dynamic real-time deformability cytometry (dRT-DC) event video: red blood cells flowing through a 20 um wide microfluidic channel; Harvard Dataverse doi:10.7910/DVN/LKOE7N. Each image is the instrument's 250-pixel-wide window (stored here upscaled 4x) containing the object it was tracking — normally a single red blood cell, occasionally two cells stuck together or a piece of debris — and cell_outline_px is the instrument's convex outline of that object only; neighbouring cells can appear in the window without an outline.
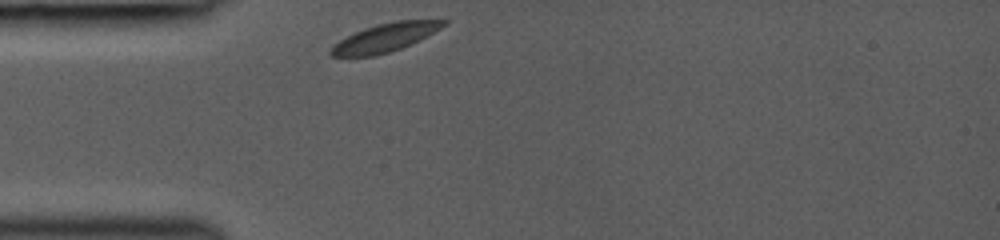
{"species": "common noctule bat (a hibernating species)", "species_latin": "Nyctalus noctula", "temperature_condition": "room temperature", "stored_images_in_passage": 3, "camera_frame_rate_fps": 3000, "um_per_image_px": 0.085, "animal": {"sex": "female", "body_mass_g": 19.0, "forearm_length_mm": 53.3}, "frame": {"image": 1, "passage_image": 1, "time_ms": 0.0, "image_size_px": [1000, 240], "cell_outline_px": [[452, 20], [448, 24], [412, 44], [376, 56], [328, 56], [328, 52], [340, 40], [364, 28], [396, 20]], "centroid_in_image_um": [32.77, 3.19], "position_along_channel_um": 52.2, "area_um2": 18.38}}
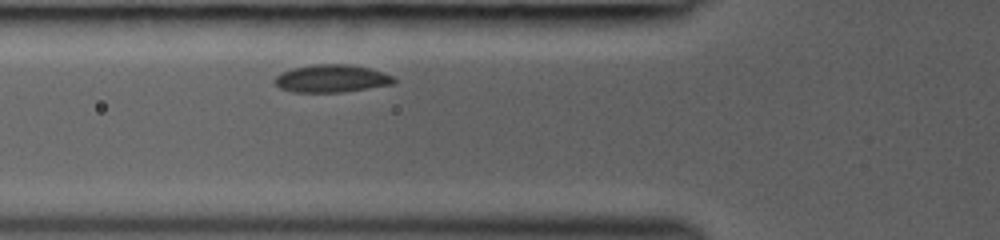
{"frame": {"image": 2, "passage_image": 3, "time_ms": 1.333, "image_size_px": [1000, 240], "cell_outline_px": [[396, 80], [392, 84], [368, 88], [340, 92], [292, 92], [280, 88], [272, 80], [280, 72], [292, 68], [316, 64], [348, 64], [368, 68], [384, 72], [392, 76]], "centroid_in_image_um": [28.14, 6.67], "position_along_channel_um": 97.7, "area_um2": 19.19}}